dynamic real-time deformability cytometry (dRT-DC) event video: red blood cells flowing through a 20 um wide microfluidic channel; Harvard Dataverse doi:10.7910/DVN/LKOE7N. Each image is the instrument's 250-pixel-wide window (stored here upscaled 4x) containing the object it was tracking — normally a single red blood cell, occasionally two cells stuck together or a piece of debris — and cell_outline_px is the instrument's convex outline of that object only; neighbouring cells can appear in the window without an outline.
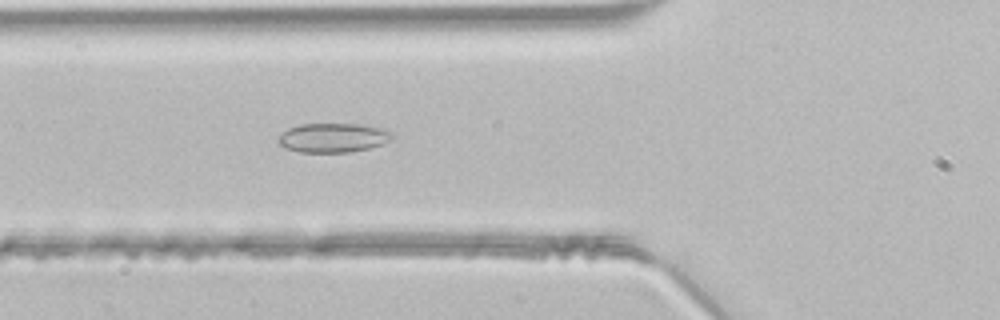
{"species": "common noctule bat (a hibernating species)", "species_latin": "Nyctalus noctula", "temperature_condition": "room temperature", "stored_images_in_passage": 39, "camera_frame_rate_fps": 3000, "um_per_image_px": 0.085, "animal": {"sex": "male", "body_mass_g": 21.5, "forearm_length_mm": 52.0}, "frame": {"image": 1, "passage_image": 9, "time_ms": 2.667, "image_size_px": [1000, 320], "cell_outline_px": [[392, 140], [384, 144], [368, 148], [348, 152], [300, 152], [284, 148], [276, 144], [276, 136], [288, 128], [300, 124], [360, 124], [384, 128], [392, 132]], "centroid_in_image_um": [28.26, 11.7], "position_along_channel_um": 97.5, "area_um2": 19.77}}
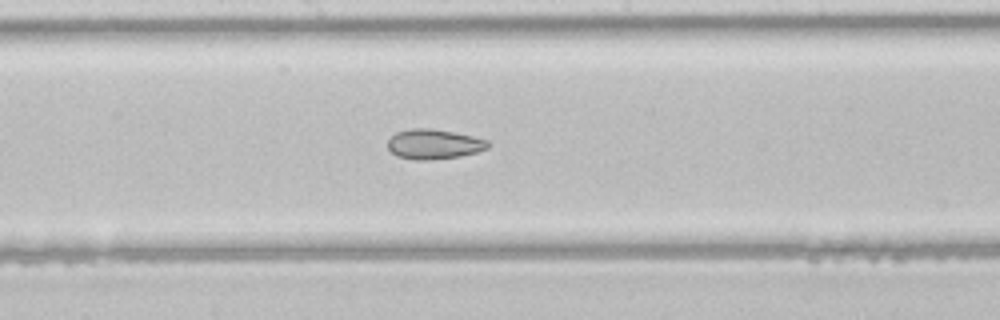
{"frame": {"image": 2, "passage_image": 17, "time_ms": 5.333, "image_size_px": [1000, 320], "cell_outline_px": [[488, 148], [476, 152], [460, 156], [428, 160], [412, 160], [396, 156], [388, 148], [388, 140], [396, 132], [412, 128], [432, 128], [472, 136], [488, 140]], "centroid_in_image_um": [36.85, 12.25], "position_along_channel_um": 211.4, "area_um2": 17.4}}
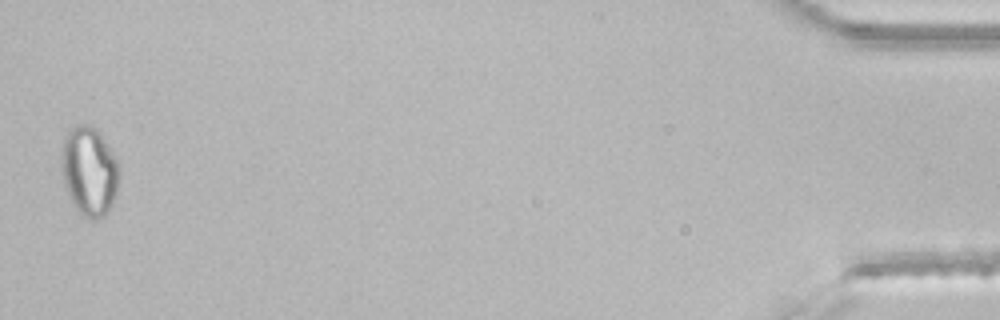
{"frame": {"image": 3, "passage_image": 39, "time_ms": 12.667, "image_size_px": [1000, 320], "cell_outline_px": [[120, 180], [116, 196], [112, 204], [104, 216], [96, 220], [92, 220], [84, 216], [76, 208], [68, 192], [64, 180], [64, 136], [72, 124], [92, 124], [100, 132], [116, 156], [120, 164]], "centroid_in_image_um": [7.67, 14.51], "position_along_channel_um": 427.5, "area_um2": 30.0}}